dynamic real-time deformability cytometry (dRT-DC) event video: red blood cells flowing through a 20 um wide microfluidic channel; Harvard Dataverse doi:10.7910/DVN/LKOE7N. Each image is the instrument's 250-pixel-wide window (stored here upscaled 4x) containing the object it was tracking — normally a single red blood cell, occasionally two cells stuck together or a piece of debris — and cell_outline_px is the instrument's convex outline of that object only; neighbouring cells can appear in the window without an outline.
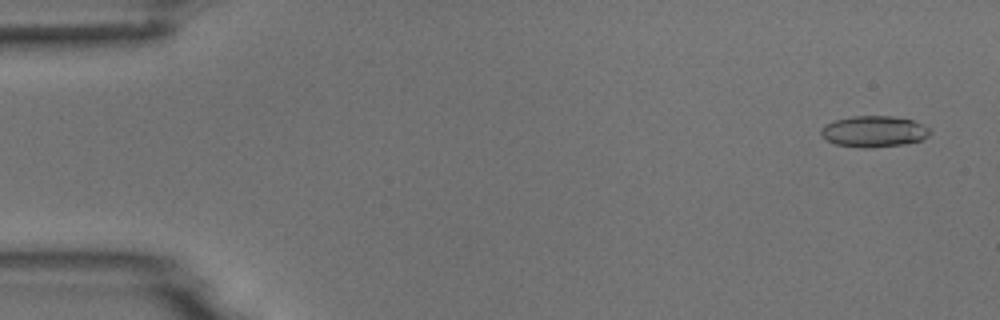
{"species": "common noctule bat (a hibernating species)", "species_latin": "Nyctalus noctula", "temperature_condition": "room temperature", "stored_images_in_passage": 6, "camera_frame_rate_fps": 3000, "um_per_image_px": 0.085, "animal": {"sex": "male", "body_mass_g": 18.8}, "frame": {"image": 1, "passage_image": 1, "time_ms": 0.0, "image_size_px": [1000, 320], "cell_outline_px": [[932, 132], [928, 136], [920, 140], [904, 144], [864, 148], [836, 144], [828, 140], [820, 132], [820, 128], [824, 124], [836, 120], [852, 116], [892, 116], [912, 120], [928, 128]], "centroid_in_image_um": [74.27, 11.17], "position_along_channel_um": 10.7, "area_um2": 19.54}}
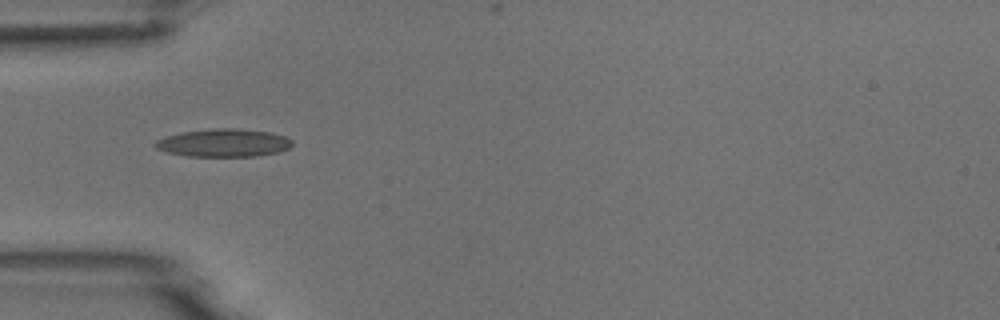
{"frame": {"image": 2, "passage_image": 5, "time_ms": 4.667, "image_size_px": [1000, 320], "cell_outline_px": [[292, 144], [288, 148], [276, 152], [256, 156], [188, 156], [168, 152], [156, 148], [152, 144], [156, 140], [164, 136], [184, 132], [212, 128], [236, 128], [272, 132], [284, 136], [292, 140]], "centroid_in_image_um": [18.99, 12.13], "position_along_channel_um": 66.0, "area_um2": 22.25}}